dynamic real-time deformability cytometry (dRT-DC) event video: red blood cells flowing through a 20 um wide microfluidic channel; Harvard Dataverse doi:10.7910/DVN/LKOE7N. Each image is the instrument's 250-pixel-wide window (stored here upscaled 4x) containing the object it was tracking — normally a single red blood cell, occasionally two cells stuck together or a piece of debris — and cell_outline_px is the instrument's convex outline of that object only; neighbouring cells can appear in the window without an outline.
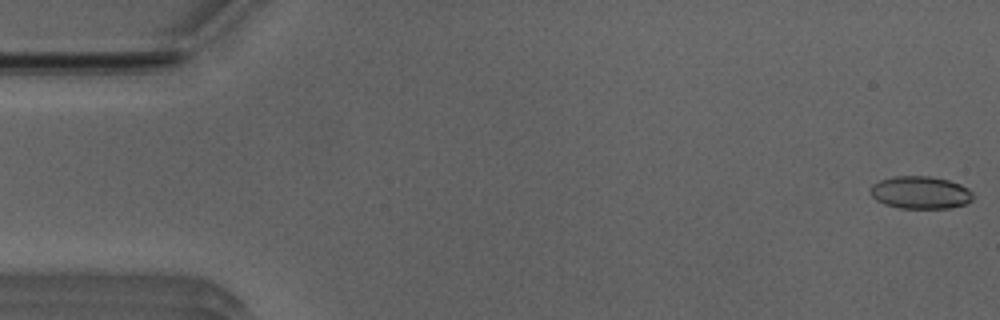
{"species": "Egyptian fruit bat (a non-hibernating species)", "species_latin": "Rousettus aegyptiacus", "temperature_condition": "room temperature", "stored_images_in_passage": 52, "camera_frame_rate_fps": 3000, "um_per_image_px": 0.085, "animal": {"sex": "male"}, "frame": {"image": 1, "passage_image": 1, "time_ms": 0.0, "image_size_px": [1000, 320], "cell_outline_px": [[972, 200], [964, 204], [948, 208], [900, 208], [884, 204], [876, 200], [872, 196], [872, 184], [880, 180], [892, 176], [928, 176], [948, 180], [960, 184], [968, 188], [972, 192]], "centroid_in_image_um": [78.23, 16.36], "position_along_channel_um": 6.8, "area_um2": 19.36}}
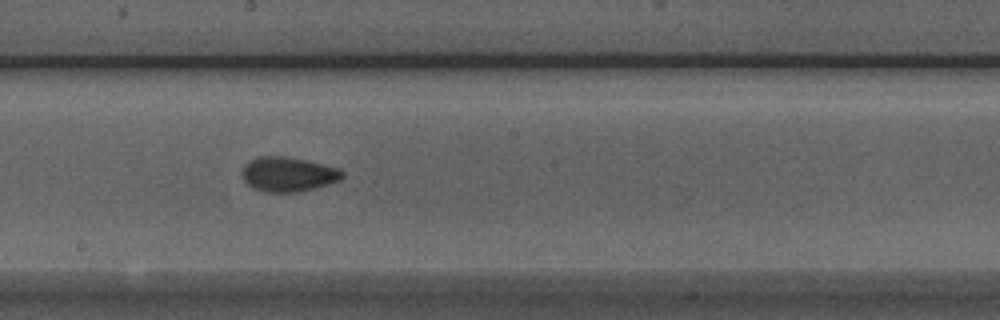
{"frame": {"image": 2, "passage_image": 28, "time_ms": 9.0, "image_size_px": [1000, 320], "cell_outline_px": [[344, 176], [340, 180], [316, 188], [296, 192], [264, 192], [252, 188], [244, 180], [240, 172], [244, 164], [248, 160], [256, 156], [284, 156], [304, 160], [340, 168], [344, 172]], "centroid_in_image_um": [24.45, 14.81], "position_along_channel_um": 223.7, "area_um2": 20.46}}
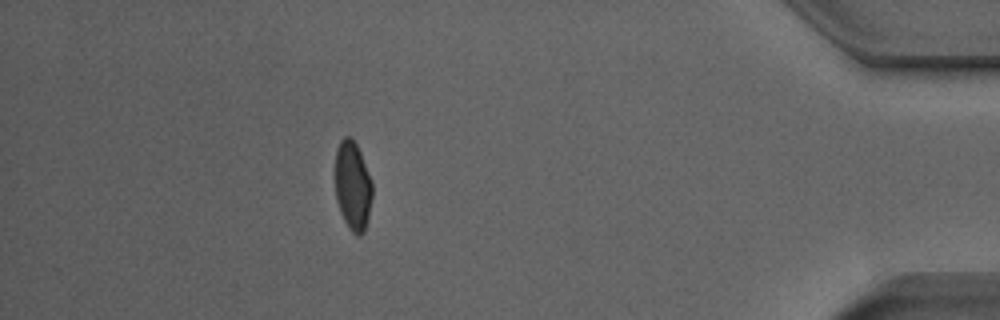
{"frame": {"image": 3, "passage_image": 46, "time_ms": 15.0, "image_size_px": [1000, 320], "cell_outline_px": [[372, 196], [368, 220], [364, 232], [360, 236], [356, 236], [348, 228], [340, 212], [336, 200], [336, 148], [340, 140], [344, 136], [352, 136], [360, 152], [372, 180]], "centroid_in_image_um": [29.99, 15.8], "position_along_channel_um": 405.2, "area_um2": 19.48}, "authors_computed_cell_mechanics": {"area_um2": 19.652, "velocity_mm_per_s": 3.9323, "shape_relaxation_time_tau1_ms": 9.6772, "shape_relaxation_time_tau2_ms": 1.1269, "deformation_change_tau1": 0.1811, "deformation_change_tau2": 0.0597}}